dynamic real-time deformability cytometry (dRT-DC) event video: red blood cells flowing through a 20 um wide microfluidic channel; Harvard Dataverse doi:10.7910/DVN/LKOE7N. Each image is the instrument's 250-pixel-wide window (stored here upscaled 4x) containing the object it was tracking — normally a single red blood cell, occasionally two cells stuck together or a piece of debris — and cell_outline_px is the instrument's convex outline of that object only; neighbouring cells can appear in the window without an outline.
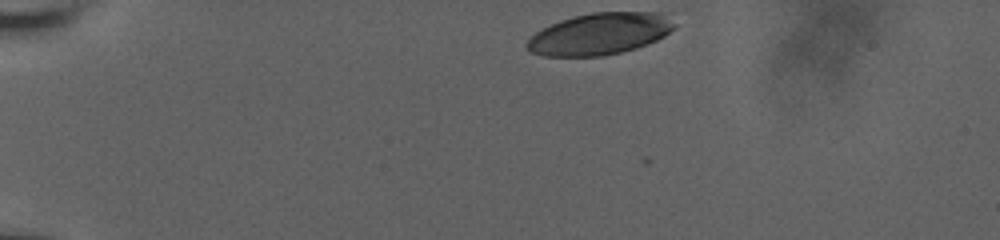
{"species": "human", "species_latin": "Homo sapiens", "temperature_condition": "room temperature", "stored_images_in_passage": 6, "camera_frame_rate_fps": 3000, "um_per_image_px": 0.085, "donor": {"sex": "male"}, "frame": {"image": 1, "passage_image": 1, "time_ms": 0.0, "image_size_px": [1000, 240], "cell_outline_px": [[676, 28], [664, 36], [656, 40], [636, 48], [604, 56], [544, 56], [532, 52], [524, 44], [536, 32], [560, 20], [592, 12], [664, 12], [676, 24]], "centroid_in_image_um": [51.02, 2.87], "position_along_channel_um": 34.0, "area_um2": 35.78}}
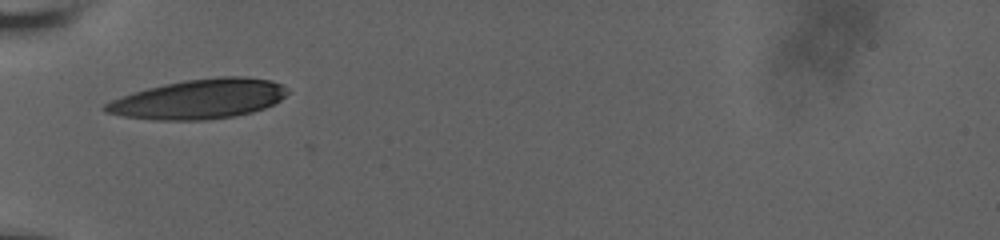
{"frame": {"image": 2, "passage_image": 5, "time_ms": 3.0, "image_size_px": [1000, 240], "cell_outline_px": [[288, 92], [280, 100], [264, 108], [252, 112], [236, 116], [204, 120], [156, 120], [124, 116], [104, 112], [100, 108], [104, 104], [112, 100], [148, 88], [164, 84], [184, 80], [216, 76], [244, 76], [272, 80], [288, 88]], "centroid_in_image_um": [16.94, 8.41], "position_along_channel_um": 68.1, "area_um2": 42.02}}